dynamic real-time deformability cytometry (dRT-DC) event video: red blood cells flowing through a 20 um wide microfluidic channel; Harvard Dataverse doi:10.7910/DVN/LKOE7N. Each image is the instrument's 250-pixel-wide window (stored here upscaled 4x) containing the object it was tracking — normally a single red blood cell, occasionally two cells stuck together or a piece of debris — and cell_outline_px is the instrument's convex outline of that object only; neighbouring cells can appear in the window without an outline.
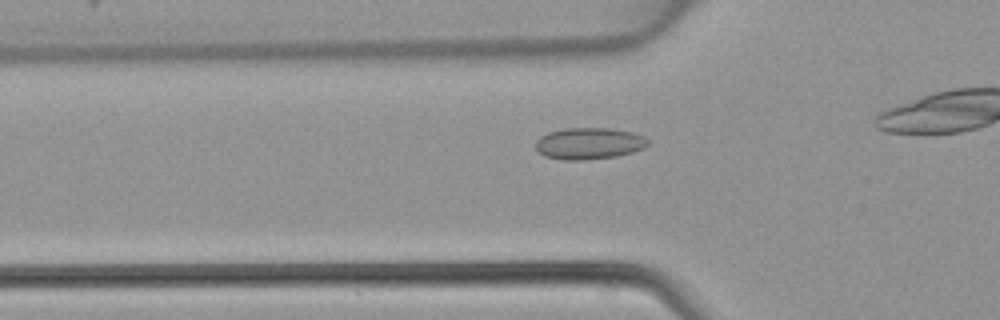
{"species": "common noctule bat (a hibernating species)", "species_latin": "Nyctalus noctula", "temperature_condition": "warm", "stored_images_in_passage": 34, "camera_frame_rate_fps": 3000, "um_per_image_px": 0.085, "animal": {"sex": "female", "body_mass_g": 22.7, "forearm_length_mm": 54.2}, "frame": {"image": 1, "passage_image": 12, "time_ms": 3.667, "image_size_px": [1000, 320], "cell_outline_px": [[648, 144], [644, 148], [632, 152], [616, 156], [584, 160], [564, 160], [544, 156], [536, 148], [536, 140], [540, 136], [548, 132], [564, 128], [608, 128], [632, 132], [644, 136], [648, 140]], "centroid_in_image_um": [50.06, 12.19], "position_along_channel_um": 75.7, "area_um2": 20.69}}
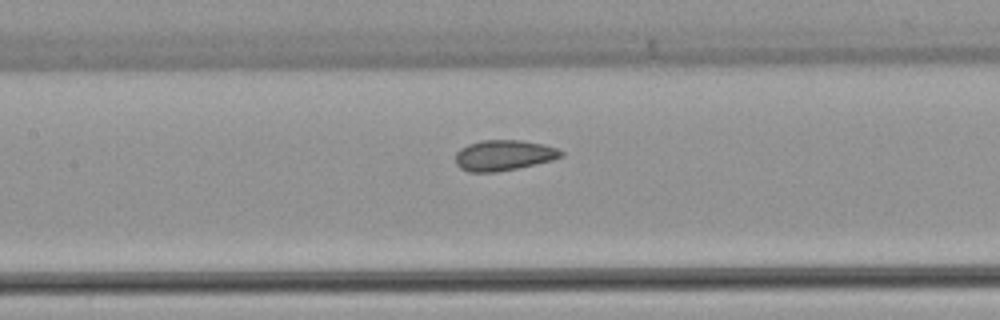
{"frame": {"image": 2, "passage_image": 18, "time_ms": 5.667, "image_size_px": [1000, 320], "cell_outline_px": [[564, 156], [552, 160], [516, 168], [496, 172], [468, 172], [460, 168], [456, 164], [456, 152], [460, 148], [468, 144], [484, 140], [520, 140], [544, 144], [556, 148], [564, 152]], "centroid_in_image_um": [42.81, 13.2], "position_along_channel_um": 164.6, "area_um2": 18.79}}
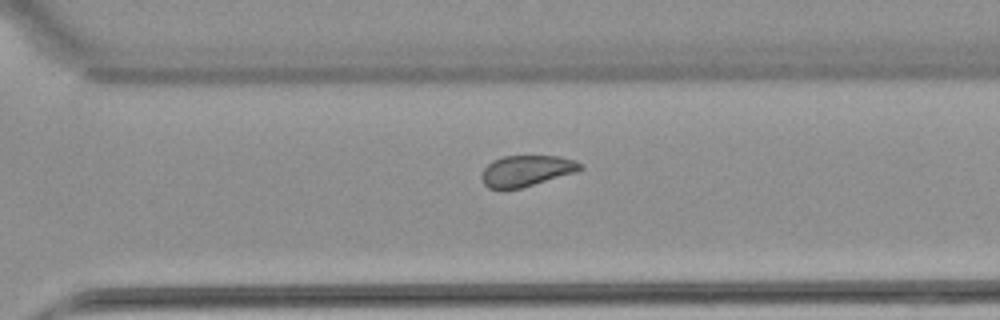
{"frame": {"image": 3, "passage_image": 29, "time_ms": 9.333, "image_size_px": [1000, 320], "cell_outline_px": [[584, 168], [576, 172], [520, 188], [488, 188], [484, 184], [480, 176], [484, 168], [492, 160], [504, 156], [560, 156], [572, 160], [580, 164]], "centroid_in_image_um": [44.72, 14.51], "position_along_channel_um": 325.9, "area_um2": 17.57}}